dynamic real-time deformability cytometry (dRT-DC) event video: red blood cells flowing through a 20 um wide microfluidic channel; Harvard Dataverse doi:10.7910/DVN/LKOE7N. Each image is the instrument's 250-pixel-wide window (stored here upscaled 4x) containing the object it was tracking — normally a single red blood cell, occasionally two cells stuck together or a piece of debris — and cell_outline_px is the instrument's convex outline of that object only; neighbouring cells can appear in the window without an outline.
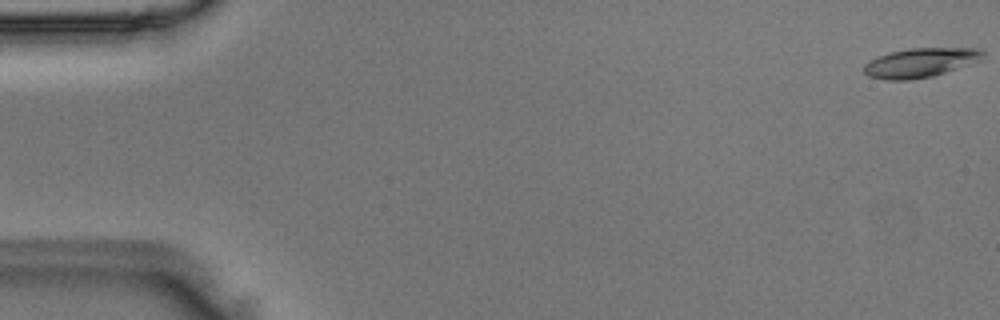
{"species": "Egyptian fruit bat (a non-hibernating species)", "species_latin": "Rousettus aegyptiacus", "temperature_condition": "room temperature", "stored_images_in_passage": 51, "camera_frame_rate_fps": 3000, "um_per_image_px": 0.085, "animal": {"sex": "male"}, "frame": {"image": 1, "passage_image": 1, "time_ms": 0.0, "image_size_px": [1000, 320], "cell_outline_px": [[984, 60], [932, 76], [908, 80], [884, 80], [868, 76], [864, 72], [864, 64], [888, 52], [908, 48], [980, 48], [984, 52]], "centroid_in_image_um": [78.27, 5.32], "position_along_channel_um": 6.7, "area_um2": 20.4}}
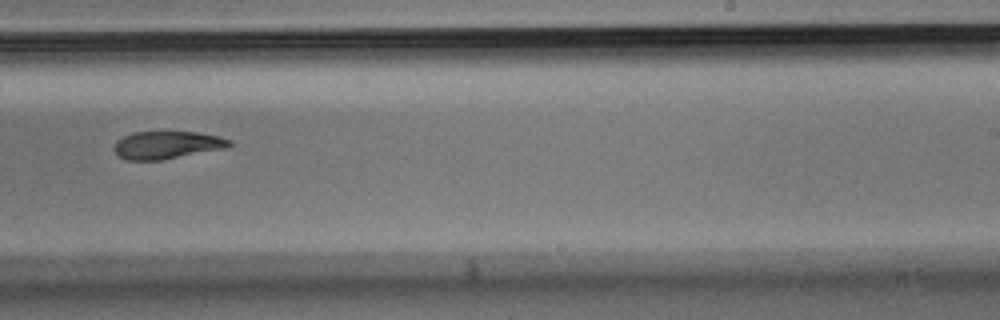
{"frame": {"image": 2, "passage_image": 32, "time_ms": 10.333, "image_size_px": [1000, 320], "cell_outline_px": [[232, 144], [224, 148], [160, 160], [128, 160], [120, 156], [116, 152], [116, 140], [132, 132], [196, 132], [220, 136], [232, 140]], "centroid_in_image_um": [14.21, 12.31], "position_along_channel_um": 274.8, "area_um2": 18.26}}
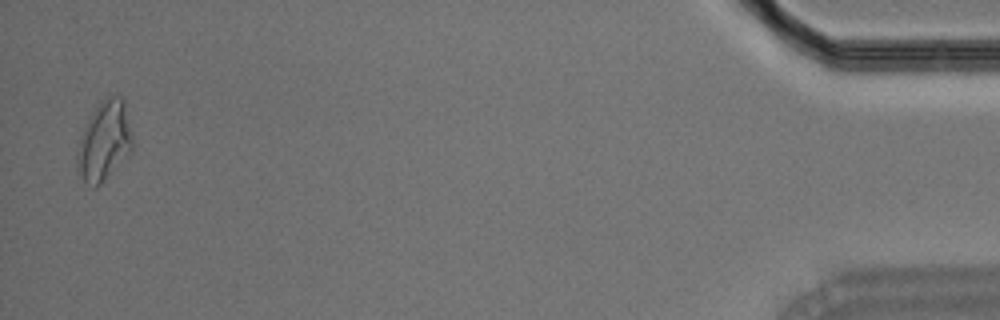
{"frame": {"image": 3, "passage_image": 50, "time_ms": 16.333, "image_size_px": [1000, 320], "cell_outline_px": [[132, 148], [100, 184], [96, 188], [84, 180], [76, 172], [76, 152], [84, 128], [96, 104], [100, 100], [112, 96], [124, 96], [132, 136]], "centroid_in_image_um": [8.84, 11.94], "position_along_channel_um": 426.4, "area_um2": 25.26}}